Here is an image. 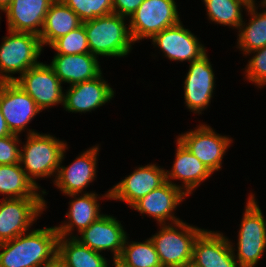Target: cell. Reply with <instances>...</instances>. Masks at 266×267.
Masks as SVG:
<instances>
[{
	"instance_id": "6da1fadb",
	"label": "cell",
	"mask_w": 266,
	"mask_h": 267,
	"mask_svg": "<svg viewBox=\"0 0 266 267\" xmlns=\"http://www.w3.org/2000/svg\"><path fill=\"white\" fill-rule=\"evenodd\" d=\"M56 227L34 229L0 243V267H44L57 256Z\"/></svg>"
},
{
	"instance_id": "7a4b0ae2",
	"label": "cell",
	"mask_w": 266,
	"mask_h": 267,
	"mask_svg": "<svg viewBox=\"0 0 266 267\" xmlns=\"http://www.w3.org/2000/svg\"><path fill=\"white\" fill-rule=\"evenodd\" d=\"M27 130V140L20 149V164L25 174L40 188L36 179L56 177L67 143L50 134Z\"/></svg>"
},
{
	"instance_id": "3957f363",
	"label": "cell",
	"mask_w": 266,
	"mask_h": 267,
	"mask_svg": "<svg viewBox=\"0 0 266 267\" xmlns=\"http://www.w3.org/2000/svg\"><path fill=\"white\" fill-rule=\"evenodd\" d=\"M125 17L109 14L91 19L82 24L85 27L90 53L99 56L124 57L132 50L134 42Z\"/></svg>"
},
{
	"instance_id": "277c9868",
	"label": "cell",
	"mask_w": 266,
	"mask_h": 267,
	"mask_svg": "<svg viewBox=\"0 0 266 267\" xmlns=\"http://www.w3.org/2000/svg\"><path fill=\"white\" fill-rule=\"evenodd\" d=\"M158 233L150 238L159 256L162 267H184L191 265L193 244L204 230L189 225L183 220L159 224Z\"/></svg>"
},
{
	"instance_id": "5b68a950",
	"label": "cell",
	"mask_w": 266,
	"mask_h": 267,
	"mask_svg": "<svg viewBox=\"0 0 266 267\" xmlns=\"http://www.w3.org/2000/svg\"><path fill=\"white\" fill-rule=\"evenodd\" d=\"M9 36H4L0 45V82H15L28 69L38 65L39 56L43 50L40 37L29 32L8 30Z\"/></svg>"
},
{
	"instance_id": "8992f818",
	"label": "cell",
	"mask_w": 266,
	"mask_h": 267,
	"mask_svg": "<svg viewBox=\"0 0 266 267\" xmlns=\"http://www.w3.org/2000/svg\"><path fill=\"white\" fill-rule=\"evenodd\" d=\"M255 199L251 193L245 205L237 235V250L230 241L234 258L240 267H256L266 249V219Z\"/></svg>"
},
{
	"instance_id": "52a82bcc",
	"label": "cell",
	"mask_w": 266,
	"mask_h": 267,
	"mask_svg": "<svg viewBox=\"0 0 266 267\" xmlns=\"http://www.w3.org/2000/svg\"><path fill=\"white\" fill-rule=\"evenodd\" d=\"M175 0H144L129 19V30L133 42L152 38L165 28L181 20Z\"/></svg>"
},
{
	"instance_id": "ba28073f",
	"label": "cell",
	"mask_w": 266,
	"mask_h": 267,
	"mask_svg": "<svg viewBox=\"0 0 266 267\" xmlns=\"http://www.w3.org/2000/svg\"><path fill=\"white\" fill-rule=\"evenodd\" d=\"M45 208L44 198L4 197L0 201V243L29 231Z\"/></svg>"
},
{
	"instance_id": "9c48e42d",
	"label": "cell",
	"mask_w": 266,
	"mask_h": 267,
	"mask_svg": "<svg viewBox=\"0 0 266 267\" xmlns=\"http://www.w3.org/2000/svg\"><path fill=\"white\" fill-rule=\"evenodd\" d=\"M42 111L58 104L64 105L62 83L49 64L40 62L15 81Z\"/></svg>"
},
{
	"instance_id": "30bf717a",
	"label": "cell",
	"mask_w": 266,
	"mask_h": 267,
	"mask_svg": "<svg viewBox=\"0 0 266 267\" xmlns=\"http://www.w3.org/2000/svg\"><path fill=\"white\" fill-rule=\"evenodd\" d=\"M177 138L212 173L221 169L224 154L232 143V138L217 134L207 124H200L195 130L182 133Z\"/></svg>"
},
{
	"instance_id": "8fae6325",
	"label": "cell",
	"mask_w": 266,
	"mask_h": 267,
	"mask_svg": "<svg viewBox=\"0 0 266 267\" xmlns=\"http://www.w3.org/2000/svg\"><path fill=\"white\" fill-rule=\"evenodd\" d=\"M0 109L12 134L25 131L40 112L34 99L16 82H0Z\"/></svg>"
},
{
	"instance_id": "7c38bea8",
	"label": "cell",
	"mask_w": 266,
	"mask_h": 267,
	"mask_svg": "<svg viewBox=\"0 0 266 267\" xmlns=\"http://www.w3.org/2000/svg\"><path fill=\"white\" fill-rule=\"evenodd\" d=\"M165 171L166 169L156 164L140 166L102 195V198L120 200L131 207L140 198L166 182Z\"/></svg>"
},
{
	"instance_id": "4fadbf2b",
	"label": "cell",
	"mask_w": 266,
	"mask_h": 267,
	"mask_svg": "<svg viewBox=\"0 0 266 267\" xmlns=\"http://www.w3.org/2000/svg\"><path fill=\"white\" fill-rule=\"evenodd\" d=\"M66 149H68L67 146L63 150L53 184L62 191L63 195L82 194L96 178L99 145L81 152L71 165L65 167L61 164L65 158Z\"/></svg>"
},
{
	"instance_id": "5bb4252c",
	"label": "cell",
	"mask_w": 266,
	"mask_h": 267,
	"mask_svg": "<svg viewBox=\"0 0 266 267\" xmlns=\"http://www.w3.org/2000/svg\"><path fill=\"white\" fill-rule=\"evenodd\" d=\"M209 60L205 53L199 59L192 61L184 80L185 104L187 109L195 114H201V111L208 108L216 86Z\"/></svg>"
},
{
	"instance_id": "9a60e30c",
	"label": "cell",
	"mask_w": 266,
	"mask_h": 267,
	"mask_svg": "<svg viewBox=\"0 0 266 267\" xmlns=\"http://www.w3.org/2000/svg\"><path fill=\"white\" fill-rule=\"evenodd\" d=\"M151 40L170 61L191 63L207 53L199 39L181 21L155 34Z\"/></svg>"
},
{
	"instance_id": "2e32d148",
	"label": "cell",
	"mask_w": 266,
	"mask_h": 267,
	"mask_svg": "<svg viewBox=\"0 0 266 267\" xmlns=\"http://www.w3.org/2000/svg\"><path fill=\"white\" fill-rule=\"evenodd\" d=\"M193 267H240L230 240L219 231L203 230L193 244Z\"/></svg>"
},
{
	"instance_id": "e0dca14e",
	"label": "cell",
	"mask_w": 266,
	"mask_h": 267,
	"mask_svg": "<svg viewBox=\"0 0 266 267\" xmlns=\"http://www.w3.org/2000/svg\"><path fill=\"white\" fill-rule=\"evenodd\" d=\"M77 239L82 245L101 253L102 251L113 252V260H117L124 246L127 233L116 217L111 215H102L94 221L88 228L83 230Z\"/></svg>"
},
{
	"instance_id": "ac0fdd59",
	"label": "cell",
	"mask_w": 266,
	"mask_h": 267,
	"mask_svg": "<svg viewBox=\"0 0 266 267\" xmlns=\"http://www.w3.org/2000/svg\"><path fill=\"white\" fill-rule=\"evenodd\" d=\"M184 197L188 196L181 189V184L177 185L166 181L160 187L140 198L131 208L140 214H148L149 217L156 219L158 224H166L168 220L175 223L181 220L174 216V210L185 200Z\"/></svg>"
},
{
	"instance_id": "d6986e66",
	"label": "cell",
	"mask_w": 266,
	"mask_h": 267,
	"mask_svg": "<svg viewBox=\"0 0 266 267\" xmlns=\"http://www.w3.org/2000/svg\"><path fill=\"white\" fill-rule=\"evenodd\" d=\"M71 85L64 93V109L68 112L86 113L94 111L114 98V90L102 77Z\"/></svg>"
},
{
	"instance_id": "ffe728a7",
	"label": "cell",
	"mask_w": 266,
	"mask_h": 267,
	"mask_svg": "<svg viewBox=\"0 0 266 267\" xmlns=\"http://www.w3.org/2000/svg\"><path fill=\"white\" fill-rule=\"evenodd\" d=\"M54 0H12L4 10L8 30L40 35L50 5ZM40 27V28H39Z\"/></svg>"
},
{
	"instance_id": "44dd1931",
	"label": "cell",
	"mask_w": 266,
	"mask_h": 267,
	"mask_svg": "<svg viewBox=\"0 0 266 267\" xmlns=\"http://www.w3.org/2000/svg\"><path fill=\"white\" fill-rule=\"evenodd\" d=\"M176 154L170 171L166 170V181L182 180L181 189L189 196L201 182L207 180L213 173L197 159L177 138Z\"/></svg>"
},
{
	"instance_id": "7402d4cb",
	"label": "cell",
	"mask_w": 266,
	"mask_h": 267,
	"mask_svg": "<svg viewBox=\"0 0 266 267\" xmlns=\"http://www.w3.org/2000/svg\"><path fill=\"white\" fill-rule=\"evenodd\" d=\"M98 57L89 53L84 54H55L50 66L61 83L70 86L96 78L102 73Z\"/></svg>"
},
{
	"instance_id": "603a6c76",
	"label": "cell",
	"mask_w": 266,
	"mask_h": 267,
	"mask_svg": "<svg viewBox=\"0 0 266 267\" xmlns=\"http://www.w3.org/2000/svg\"><path fill=\"white\" fill-rule=\"evenodd\" d=\"M75 200L69 201V210L66 213L68 222L55 226L59 237L75 238L72 234L75 227L79 233L88 228L94 221L99 219L102 215L100 213L99 197L95 192H85L81 196L79 194L67 195Z\"/></svg>"
},
{
	"instance_id": "cb8c5ba5",
	"label": "cell",
	"mask_w": 266,
	"mask_h": 267,
	"mask_svg": "<svg viewBox=\"0 0 266 267\" xmlns=\"http://www.w3.org/2000/svg\"><path fill=\"white\" fill-rule=\"evenodd\" d=\"M82 25L78 15L61 0H54L47 11L43 28L40 32V42L51 45L56 39L68 34Z\"/></svg>"
},
{
	"instance_id": "d4e9b609",
	"label": "cell",
	"mask_w": 266,
	"mask_h": 267,
	"mask_svg": "<svg viewBox=\"0 0 266 267\" xmlns=\"http://www.w3.org/2000/svg\"><path fill=\"white\" fill-rule=\"evenodd\" d=\"M25 174L20 163L0 165V194L11 198H44L45 189L40 190ZM39 192V193H38Z\"/></svg>"
},
{
	"instance_id": "484cf974",
	"label": "cell",
	"mask_w": 266,
	"mask_h": 267,
	"mask_svg": "<svg viewBox=\"0 0 266 267\" xmlns=\"http://www.w3.org/2000/svg\"><path fill=\"white\" fill-rule=\"evenodd\" d=\"M257 3H252L246 10L250 16L249 23L240 24L237 38V48L243 51V55L266 46V9L263 12H257ZM266 8V4L261 3Z\"/></svg>"
},
{
	"instance_id": "4316f807",
	"label": "cell",
	"mask_w": 266,
	"mask_h": 267,
	"mask_svg": "<svg viewBox=\"0 0 266 267\" xmlns=\"http://www.w3.org/2000/svg\"><path fill=\"white\" fill-rule=\"evenodd\" d=\"M57 256L69 267H108L102 253L82 245L75 238L58 237Z\"/></svg>"
},
{
	"instance_id": "83f0119b",
	"label": "cell",
	"mask_w": 266,
	"mask_h": 267,
	"mask_svg": "<svg viewBox=\"0 0 266 267\" xmlns=\"http://www.w3.org/2000/svg\"><path fill=\"white\" fill-rule=\"evenodd\" d=\"M203 2L210 21L238 30L240 24L244 22L242 8L248 9L251 5L247 0H203Z\"/></svg>"
},
{
	"instance_id": "f1b7e54d",
	"label": "cell",
	"mask_w": 266,
	"mask_h": 267,
	"mask_svg": "<svg viewBox=\"0 0 266 267\" xmlns=\"http://www.w3.org/2000/svg\"><path fill=\"white\" fill-rule=\"evenodd\" d=\"M125 239L124 246L117 261L125 267H162L157 251L150 238L144 242Z\"/></svg>"
},
{
	"instance_id": "f546056e",
	"label": "cell",
	"mask_w": 266,
	"mask_h": 267,
	"mask_svg": "<svg viewBox=\"0 0 266 267\" xmlns=\"http://www.w3.org/2000/svg\"><path fill=\"white\" fill-rule=\"evenodd\" d=\"M82 22L113 13V0H61Z\"/></svg>"
},
{
	"instance_id": "4dcf8cb0",
	"label": "cell",
	"mask_w": 266,
	"mask_h": 267,
	"mask_svg": "<svg viewBox=\"0 0 266 267\" xmlns=\"http://www.w3.org/2000/svg\"><path fill=\"white\" fill-rule=\"evenodd\" d=\"M49 47L56 51V54H84L89 53L87 35L82 24L77 29L56 39Z\"/></svg>"
},
{
	"instance_id": "1f68e13d",
	"label": "cell",
	"mask_w": 266,
	"mask_h": 267,
	"mask_svg": "<svg viewBox=\"0 0 266 267\" xmlns=\"http://www.w3.org/2000/svg\"><path fill=\"white\" fill-rule=\"evenodd\" d=\"M251 53L254 55L249 59L245 68L246 80L262 88L266 85V46L248 54Z\"/></svg>"
},
{
	"instance_id": "d6a6232c",
	"label": "cell",
	"mask_w": 266,
	"mask_h": 267,
	"mask_svg": "<svg viewBox=\"0 0 266 267\" xmlns=\"http://www.w3.org/2000/svg\"><path fill=\"white\" fill-rule=\"evenodd\" d=\"M19 135L0 137V165L20 163Z\"/></svg>"
},
{
	"instance_id": "836d02e7",
	"label": "cell",
	"mask_w": 266,
	"mask_h": 267,
	"mask_svg": "<svg viewBox=\"0 0 266 267\" xmlns=\"http://www.w3.org/2000/svg\"><path fill=\"white\" fill-rule=\"evenodd\" d=\"M144 0H113V13L129 18Z\"/></svg>"
},
{
	"instance_id": "e575fe53",
	"label": "cell",
	"mask_w": 266,
	"mask_h": 267,
	"mask_svg": "<svg viewBox=\"0 0 266 267\" xmlns=\"http://www.w3.org/2000/svg\"><path fill=\"white\" fill-rule=\"evenodd\" d=\"M9 135H12V133L8 129L6 121L0 109V137H6Z\"/></svg>"
},
{
	"instance_id": "d590c367",
	"label": "cell",
	"mask_w": 266,
	"mask_h": 267,
	"mask_svg": "<svg viewBox=\"0 0 266 267\" xmlns=\"http://www.w3.org/2000/svg\"><path fill=\"white\" fill-rule=\"evenodd\" d=\"M44 267H69L61 258L56 256L51 262H48Z\"/></svg>"
},
{
	"instance_id": "8d00e7d4",
	"label": "cell",
	"mask_w": 266,
	"mask_h": 267,
	"mask_svg": "<svg viewBox=\"0 0 266 267\" xmlns=\"http://www.w3.org/2000/svg\"><path fill=\"white\" fill-rule=\"evenodd\" d=\"M12 0H0V10L4 12V10L9 6Z\"/></svg>"
},
{
	"instance_id": "74e56055",
	"label": "cell",
	"mask_w": 266,
	"mask_h": 267,
	"mask_svg": "<svg viewBox=\"0 0 266 267\" xmlns=\"http://www.w3.org/2000/svg\"><path fill=\"white\" fill-rule=\"evenodd\" d=\"M113 262H114V266L115 267H125L124 265H122L121 263H119L117 260H113Z\"/></svg>"
},
{
	"instance_id": "f35d334b",
	"label": "cell",
	"mask_w": 266,
	"mask_h": 267,
	"mask_svg": "<svg viewBox=\"0 0 266 267\" xmlns=\"http://www.w3.org/2000/svg\"><path fill=\"white\" fill-rule=\"evenodd\" d=\"M250 4L255 3L256 0H247Z\"/></svg>"
},
{
	"instance_id": "ab89813d",
	"label": "cell",
	"mask_w": 266,
	"mask_h": 267,
	"mask_svg": "<svg viewBox=\"0 0 266 267\" xmlns=\"http://www.w3.org/2000/svg\"><path fill=\"white\" fill-rule=\"evenodd\" d=\"M261 3H264V4H266V0H261Z\"/></svg>"
}]
</instances>
